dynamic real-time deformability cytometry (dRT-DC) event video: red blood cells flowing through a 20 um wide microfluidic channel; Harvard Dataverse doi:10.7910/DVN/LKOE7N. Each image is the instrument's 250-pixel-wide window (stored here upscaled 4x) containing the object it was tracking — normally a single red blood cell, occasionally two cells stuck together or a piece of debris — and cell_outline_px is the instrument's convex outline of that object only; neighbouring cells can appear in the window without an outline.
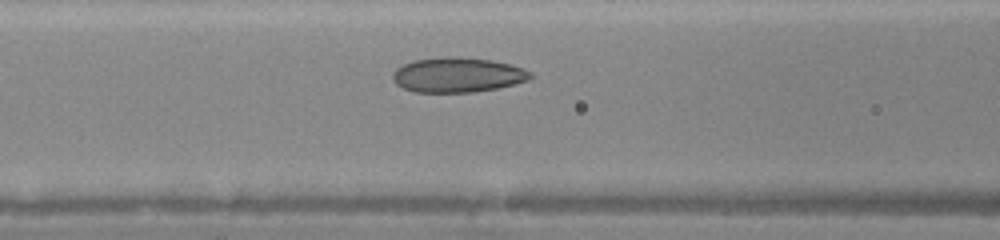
{"species": "human", "species_latin": "Homo sapiens", "temperature_condition": "warm", "stored_images_in_passage": 29, "camera_frame_rate_fps": 3000, "um_per_image_px": 0.085, "donor": {"sex": "female"}, "frame": {"image": 1, "passage_image": 9, "time_ms": 2.667, "image_size_px": [1000, 240], "cell_outline_px": [[536, 76], [528, 80], [496, 88], [472, 92], [416, 92], [404, 88], [396, 84], [392, 80], [392, 72], [396, 68], [412, 60], [444, 56], [460, 56], [492, 60], [512, 64], [524, 68], [532, 72]], "centroid_in_image_um": [38.91, 6.35], "position_along_channel_um": 127.7, "area_um2": 28.32}}
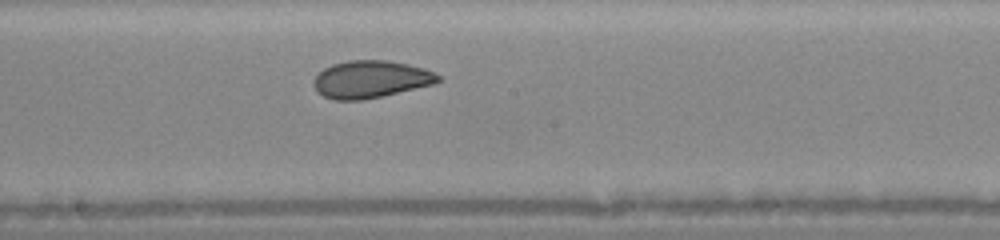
{"frame": {"image": 2, "passage_image": 15, "time_ms": 4.667, "image_size_px": [1000, 240], "cell_outline_px": [[444, 80], [432, 84], [380, 96], [360, 100], [332, 100], [316, 92], [316, 76], [324, 68], [332, 64], [348, 60], [384, 60], [408, 64], [424, 68], [440, 76]], "centroid_in_image_um": [31.51, 6.73], "position_along_channel_um": 216.7, "area_um2": 26.7}}
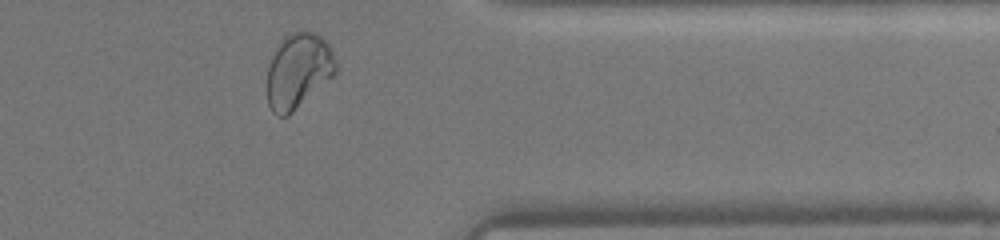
{"frame": {"image": 3, "passage_image": 27, "time_ms": 8.667, "image_size_px": [1000, 240], "cell_outline_px": [[340, 68], [332, 76], [288, 116], [276, 116], [272, 112], [268, 104], [268, 64], [276, 44], [284, 36], [300, 28], [312, 32], [320, 36], [328, 44]], "centroid_in_image_um": [25.34, 5.97], "position_along_channel_um": 386.1, "area_um2": 30.29}}